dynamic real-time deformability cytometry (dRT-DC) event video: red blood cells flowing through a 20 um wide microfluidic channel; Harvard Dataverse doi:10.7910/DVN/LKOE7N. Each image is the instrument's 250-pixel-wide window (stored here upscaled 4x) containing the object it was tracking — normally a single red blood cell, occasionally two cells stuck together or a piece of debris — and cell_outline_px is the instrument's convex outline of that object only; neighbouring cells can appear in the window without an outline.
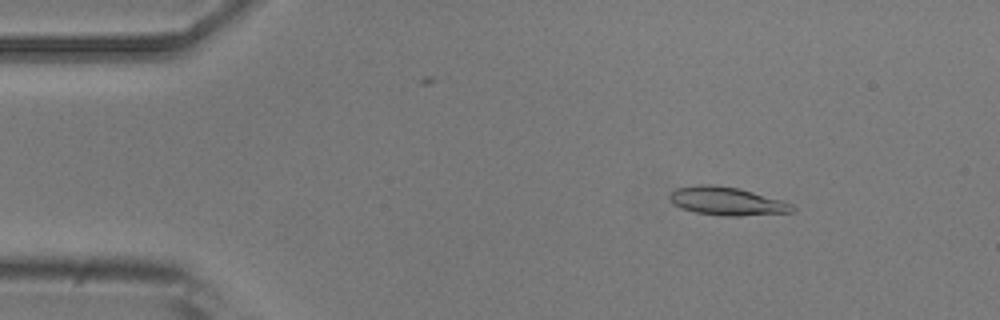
{"species": "common noctule bat (a hibernating species)", "species_latin": "Nyctalus noctula", "temperature_condition": "room temperature", "stored_images_in_passage": 14, "camera_frame_rate_fps": 3000, "um_per_image_px": 0.085, "animal": {"sex": "male", "body_mass_g": 20.5, "forearm_length_mm": 52.5}, "frame": {"image": 1, "passage_image": 2, "time_ms": 1.333, "image_size_px": [1000, 320], "cell_outline_px": [[796, 208], [792, 212], [740, 216], [724, 216], [696, 212], [680, 208], [672, 204], [668, 196], [676, 188], [696, 184], [712, 184], [740, 188], [784, 200], [792, 204]], "centroid_in_image_um": [61.79, 17.09], "position_along_channel_um": 23.2, "area_um2": 20.52}}
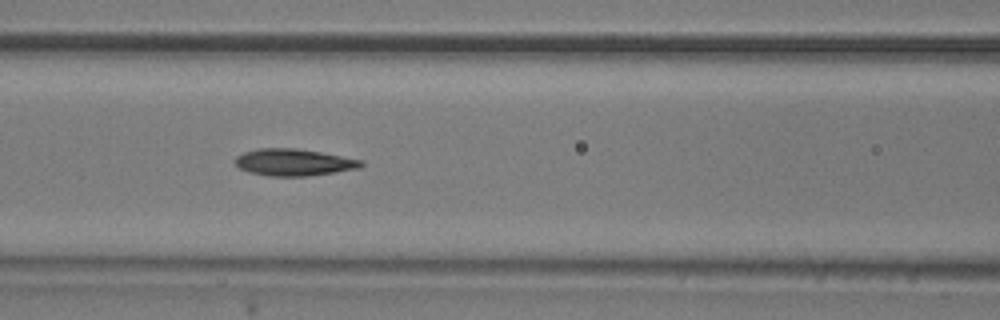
{"frame": {"image": 2, "passage_image": 6, "time_ms": 6.333, "image_size_px": [1000, 320], "cell_outline_px": [[364, 164], [360, 168], [336, 172], [308, 176], [268, 176], [248, 172], [240, 168], [236, 164], [236, 156], [244, 152], [256, 148], [296, 148], [320, 152], [364, 160]], "centroid_in_image_um": [24.99, 13.8], "position_along_channel_um": 141.6, "area_um2": 19.83}}
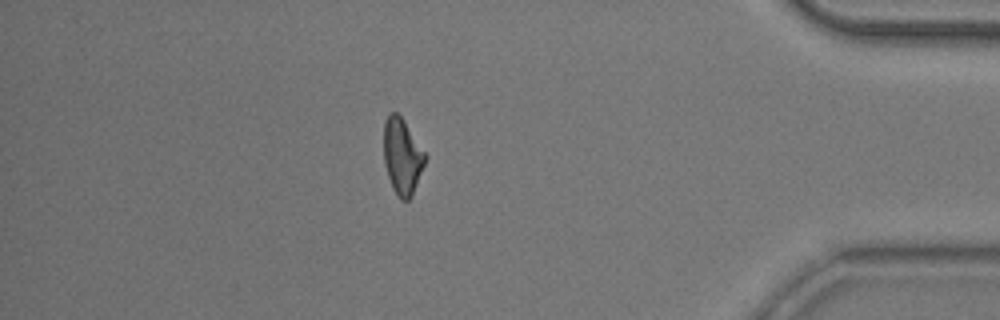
{"frame": {"image": 3, "passage_image": 13, "time_ms": 14.333, "image_size_px": [1000, 320], "cell_outline_px": [[428, 156], [412, 196], [408, 200], [400, 200], [396, 196], [392, 188], [384, 164], [384, 120], [388, 112], [396, 112], [404, 120]], "centroid_in_image_um": [34.19, 13.29], "position_along_channel_um": 401.0, "area_um2": 18.61}, "authors_computed_cell_mechanics": {"area_um2": 19.3341, "velocity_mm_per_s": 3.7398, "shape_relaxation_time_tau1_ms": 4.9058, "shape_relaxation_time_tau2_ms": null, "deformation_change_tau1": 0.1547, "deformation_change_tau2": null}}